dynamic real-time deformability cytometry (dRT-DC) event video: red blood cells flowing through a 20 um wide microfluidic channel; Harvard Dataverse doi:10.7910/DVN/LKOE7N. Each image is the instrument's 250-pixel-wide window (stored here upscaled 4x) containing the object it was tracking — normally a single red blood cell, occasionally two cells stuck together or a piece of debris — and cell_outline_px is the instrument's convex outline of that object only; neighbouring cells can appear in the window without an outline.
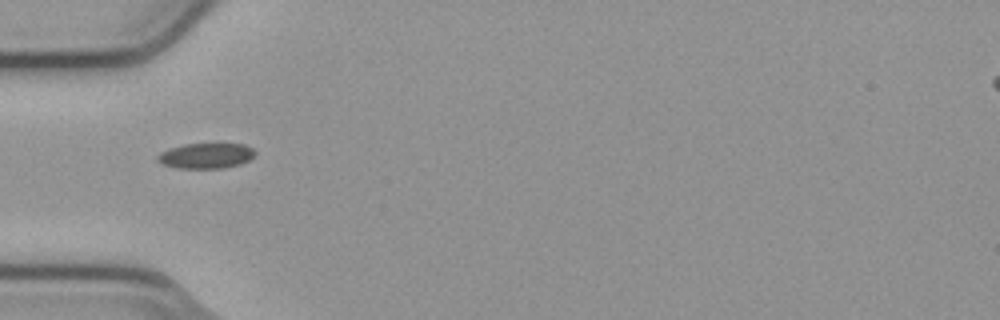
{"species": "common noctule bat (a hibernating species)", "species_latin": "Nyctalus noctula", "temperature_condition": "cold", "stored_images_in_passage": 22, "camera_frame_rate_fps": 3000, "um_per_image_px": 0.085, "animal": {"sex": "male", "body_mass_g": 23.1, "forearm_length_mm": 52.7}, "frame": {"image": 1, "passage_image": 1, "time_ms": 0.0, "image_size_px": [1000, 320], "cell_outline_px": [[256, 156], [240, 164], [224, 168], [176, 168], [164, 164], [156, 160], [156, 156], [160, 152], [168, 148], [184, 144], [244, 144], [252, 148], [256, 152]], "centroid_in_image_um": [17.5, 13.24], "position_along_channel_um": 67.5, "area_um2": 14.51}}
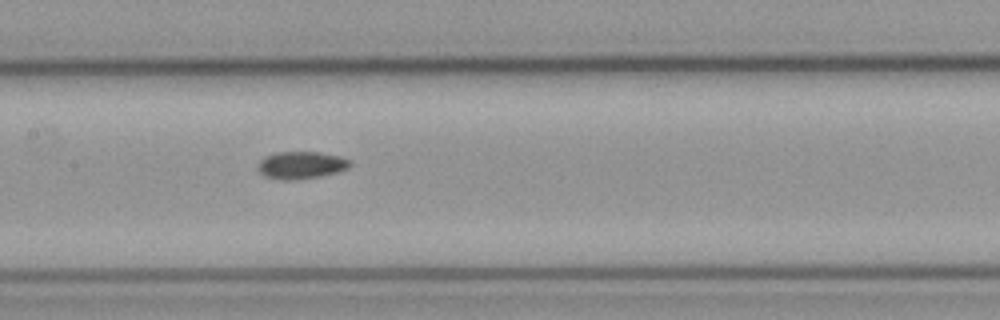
{"frame": {"image": 2, "passage_image": 10, "time_ms": 3.0, "image_size_px": [1000, 320], "cell_outline_px": [[352, 164], [348, 168], [336, 172], [320, 176], [292, 180], [280, 180], [264, 176], [256, 168], [256, 164], [264, 156], [276, 152], [320, 152], [336, 156], [348, 160]], "centroid_in_image_um": [25.52, 14.04], "position_along_channel_um": 181.9, "area_um2": 14.68}}
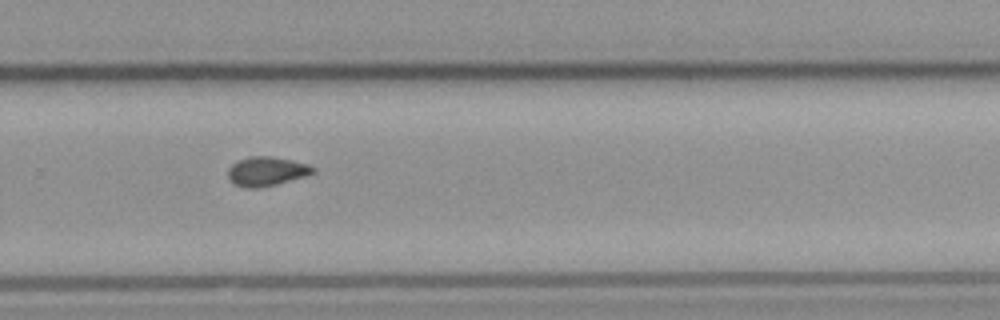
{"frame": {"image": 3, "passage_image": 20, "time_ms": 6.333, "image_size_px": [1000, 320], "cell_outline_px": [[316, 172], [304, 176], [276, 184], [260, 188], [244, 188], [236, 184], [228, 176], [228, 168], [236, 160], [248, 156], [272, 156], [292, 160], [308, 164], [316, 168]], "centroid_in_image_um": [22.66, 14.55], "position_along_channel_um": 307.1, "area_um2": 14.51}}